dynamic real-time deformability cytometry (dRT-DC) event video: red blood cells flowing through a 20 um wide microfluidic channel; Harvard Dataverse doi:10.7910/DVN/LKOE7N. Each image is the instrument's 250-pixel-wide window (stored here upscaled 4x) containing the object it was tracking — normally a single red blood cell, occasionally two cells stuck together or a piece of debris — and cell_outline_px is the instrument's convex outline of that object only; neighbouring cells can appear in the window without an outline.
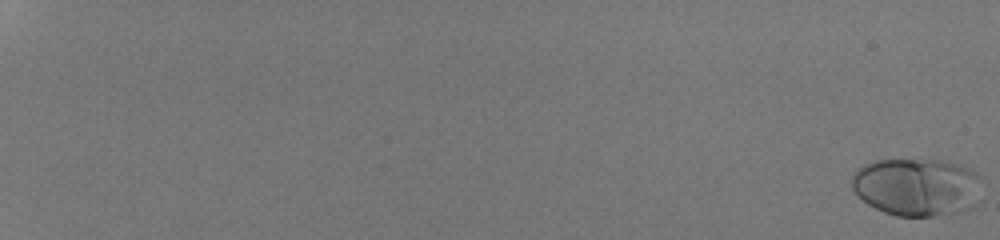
{"species": "human", "species_latin": "Homo sapiens", "temperature_condition": "room temperature", "stored_images_in_passage": 55, "camera_frame_rate_fps": 3000, "um_per_image_px": 0.085, "donor": {"sex": "male"}, "frame": {"image": 1, "passage_image": 1, "time_ms": 0.0, "image_size_px": [1000, 240], "cell_outline_px": [[980, 200], [972, 208], [964, 212], [932, 216], [896, 216], [884, 212], [868, 204], [856, 196], [852, 188], [852, 176], [856, 168], [864, 164], [876, 160], [948, 160], [972, 168], [980, 176]], "centroid_in_image_um": [77.97, 15.89], "position_along_channel_um": 7.0, "area_um2": 44.85}}
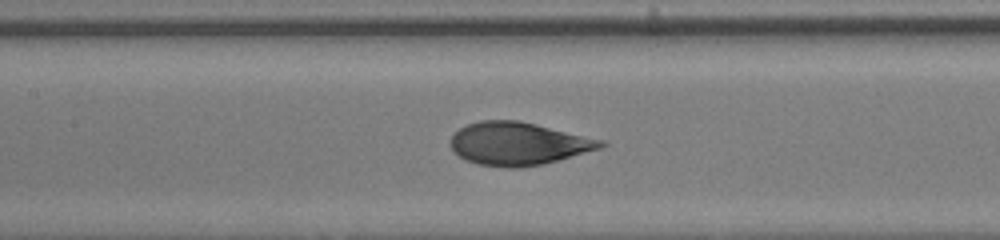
{"frame": {"image": 2, "passage_image": 32, "time_ms": 10.333, "image_size_px": [1000, 240], "cell_outline_px": [[608, 144], [600, 148], [544, 164], [516, 168], [504, 168], [476, 164], [464, 160], [452, 152], [448, 144], [452, 136], [460, 128], [468, 124], [480, 120], [520, 120], [604, 140]], "centroid_in_image_um": [44.0, 12.22], "position_along_channel_um": 163.4, "area_um2": 37.92}}
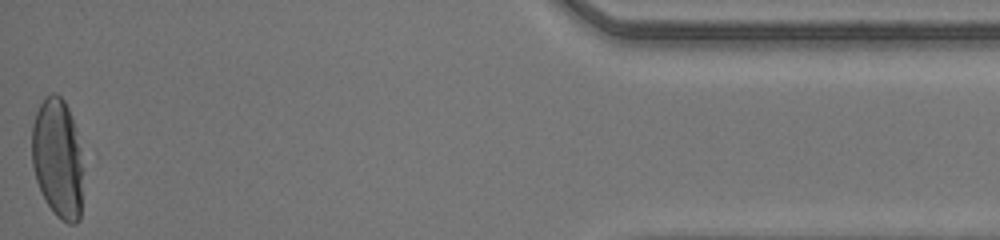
{"frame": {"image": 3, "passage_image": 55, "time_ms": 18.0, "image_size_px": [1000, 240], "cell_outline_px": [[80, 220], [76, 224], [68, 224], [60, 220], [52, 212], [36, 180], [32, 164], [32, 124], [36, 112], [40, 104], [52, 92], [56, 92], [64, 100], [68, 108], [76, 128], [80, 148]], "centroid_in_image_um": [4.87, 13.45], "position_along_channel_um": 430.3, "area_um2": 35.26}, "authors_computed_cell_mechanics": {"area_um2": 38.3214, "velocity_mm_per_s": 4.2415, "shape_relaxation_time_tau1_ms": 4.4979, "shape_relaxation_time_tau2_ms": null, "deformation_change_tau1": 0.2063, "deformation_change_tau2": null}}